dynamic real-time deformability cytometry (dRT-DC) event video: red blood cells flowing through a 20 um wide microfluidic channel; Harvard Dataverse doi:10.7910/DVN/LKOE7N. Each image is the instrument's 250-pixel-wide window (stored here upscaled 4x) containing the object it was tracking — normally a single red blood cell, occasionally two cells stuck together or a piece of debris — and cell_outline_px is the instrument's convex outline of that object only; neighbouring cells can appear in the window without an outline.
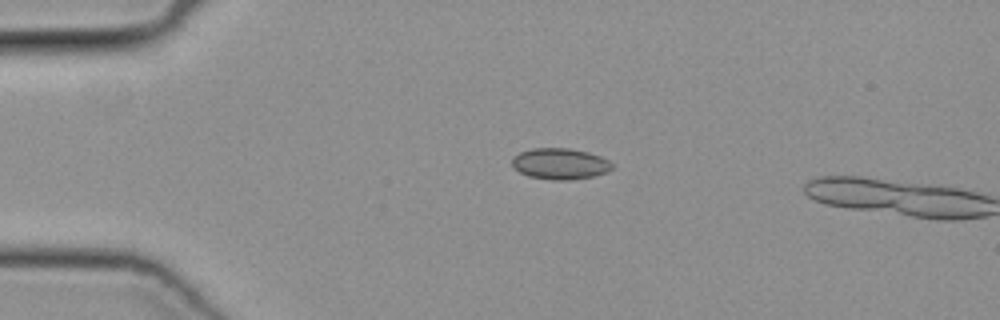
{"species": "common noctule bat (a hibernating species)", "species_latin": "Nyctalus noctula", "temperature_condition": "cold", "stored_images_in_passage": 3, "camera_frame_rate_fps": 3000, "um_per_image_px": 0.085, "animal": {"sex": "female", "body_mass_g": 19.3, "forearm_length_mm": 54.1}, "frame": {"image": 1, "passage_image": 2, "time_ms": 0.333, "image_size_px": [1000, 320], "cell_outline_px": [[612, 168], [608, 172], [592, 176], [568, 180], [552, 180], [528, 176], [520, 172], [512, 164], [512, 160], [520, 152], [532, 148], [568, 148], [588, 152], [600, 156], [608, 160], [612, 164]], "centroid_in_image_um": [47.62, 13.92], "position_along_channel_um": 37.4, "area_um2": 17.98}}